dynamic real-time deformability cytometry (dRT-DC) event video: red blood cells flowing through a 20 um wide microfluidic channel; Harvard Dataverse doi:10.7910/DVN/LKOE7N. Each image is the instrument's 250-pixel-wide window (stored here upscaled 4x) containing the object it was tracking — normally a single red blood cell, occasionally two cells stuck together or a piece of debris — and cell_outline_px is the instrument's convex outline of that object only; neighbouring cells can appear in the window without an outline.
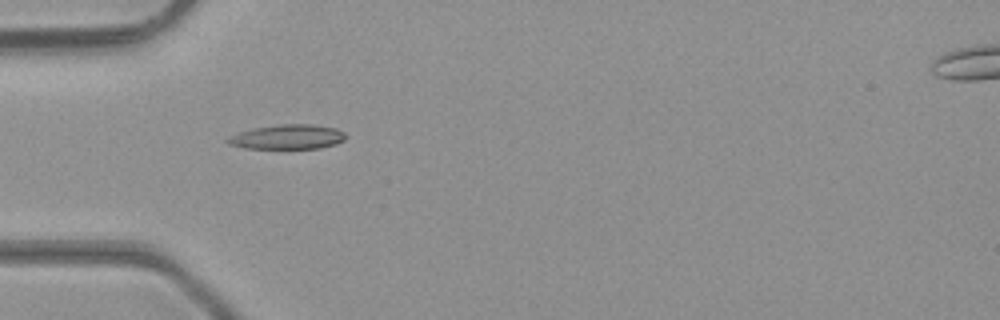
{"species": "common noctule bat (a hibernating species)", "species_latin": "Nyctalus noctula", "temperature_condition": "room temperature", "stored_images_in_passage": 33, "camera_frame_rate_fps": 3000, "um_per_image_px": 0.085, "animal": {"sex": "male", "body_mass_g": 23.1, "forearm_length_mm": 52.7}, "frame": {"image": 1, "passage_image": 1, "time_ms": 0.0, "image_size_px": [1000, 320], "cell_outline_px": [[348, 136], [344, 140], [336, 144], [320, 148], [244, 148], [228, 144], [224, 140], [228, 136], [236, 132], [252, 128], [280, 124], [312, 124], [336, 128], [344, 132]], "centroid_in_image_um": [24.41, 11.63], "position_along_channel_um": 60.6, "area_um2": 17.17}}
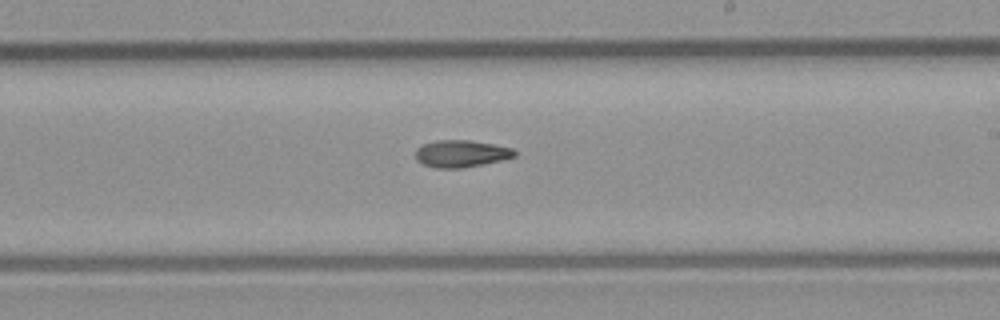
{"frame": {"image": 2, "passage_image": 14, "time_ms": 4.333, "image_size_px": [1000, 320], "cell_outline_px": [[516, 156], [500, 160], [460, 168], [436, 168], [424, 164], [416, 160], [416, 148], [424, 144], [436, 140], [468, 140], [492, 144], [512, 148], [516, 152]], "centroid_in_image_um": [39.17, 13.05], "position_along_channel_um": 249.8, "area_um2": 15.37}}
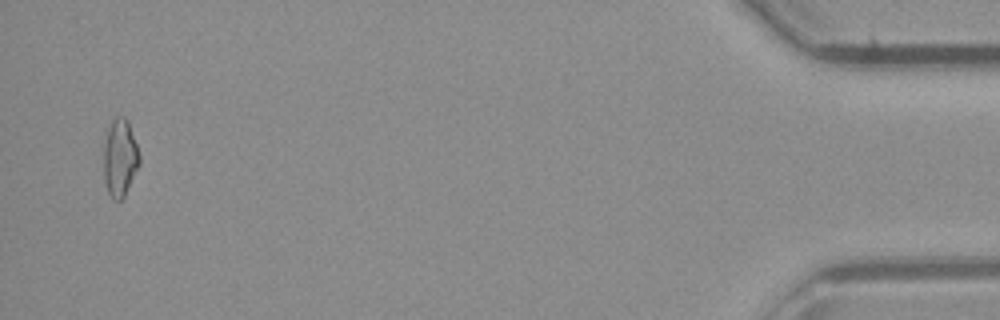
{"frame": {"image": 3, "passage_image": 32, "time_ms": 10.333, "image_size_px": [1000, 320], "cell_outline_px": [[140, 164], [124, 196], [120, 200], [112, 200], [108, 192], [104, 180], [104, 144], [108, 128], [112, 120], [116, 116], [124, 116], [128, 120], [140, 156]], "centroid_in_image_um": [10.19, 13.41], "position_along_channel_um": 425.0, "area_um2": 16.13}, "authors_computed_cell_mechanics": {"area_um2": 15.4326, "velocity_mm_per_s": 4.415, "shape_relaxation_time_tau1_ms": null, "shape_relaxation_time_tau2_ms": 9.4309, "deformation_change_tau1": null, "deformation_change_tau2": 0.1938}}